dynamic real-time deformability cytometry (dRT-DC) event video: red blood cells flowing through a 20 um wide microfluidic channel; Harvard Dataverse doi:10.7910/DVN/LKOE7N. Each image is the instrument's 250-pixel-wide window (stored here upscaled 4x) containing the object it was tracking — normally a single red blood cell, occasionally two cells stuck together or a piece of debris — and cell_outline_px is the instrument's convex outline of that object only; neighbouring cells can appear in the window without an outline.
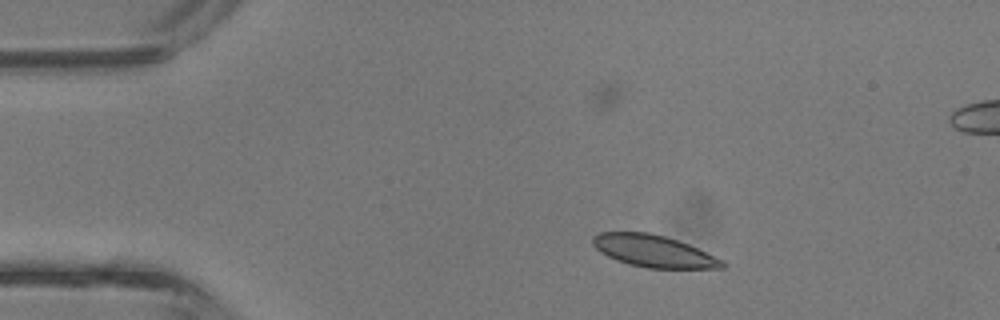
{"species": "common noctule bat (a hibernating species)", "species_latin": "Nyctalus noctula", "temperature_condition": "room temperature", "stored_images_in_passage": 3, "camera_frame_rate_fps": 3000, "um_per_image_px": 0.085, "animal": {"sex": "male", "body_mass_g": 13.3}, "frame": {"image": 1, "passage_image": 1, "time_ms": 0.0, "image_size_px": [1000, 320], "cell_outline_px": [[728, 264], [724, 268], [648, 268], [628, 264], [616, 260], [600, 252], [592, 244], [592, 236], [600, 232], [648, 232], [664, 236], [688, 244], [724, 260]], "centroid_in_image_um": [55.56, 21.35], "position_along_channel_um": 29.4, "area_um2": 24.16}}